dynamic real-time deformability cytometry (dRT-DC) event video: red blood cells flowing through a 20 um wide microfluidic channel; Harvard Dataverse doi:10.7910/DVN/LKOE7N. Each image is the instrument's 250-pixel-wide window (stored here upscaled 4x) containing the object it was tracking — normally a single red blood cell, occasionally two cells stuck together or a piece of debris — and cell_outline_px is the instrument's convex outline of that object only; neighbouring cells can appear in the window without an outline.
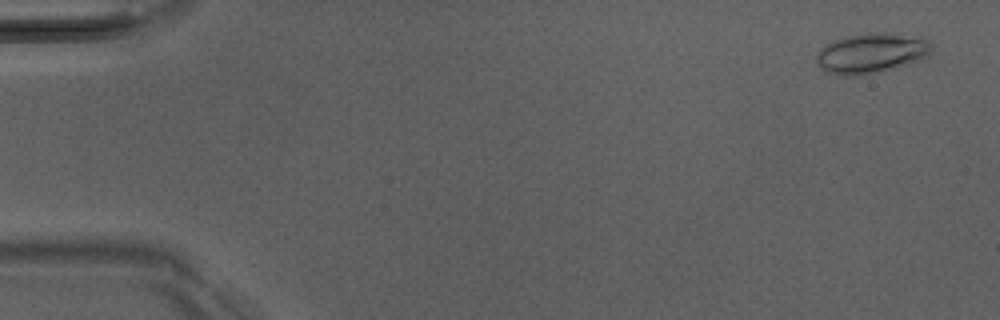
{"species": "Egyptian fruit bat (a non-hibernating species)", "species_latin": "Rousettus aegyptiacus", "temperature_condition": "room temperature", "stored_images_in_passage": 52, "camera_frame_rate_fps": 3000, "um_per_image_px": 0.085, "animal": {"sex": "male"}, "frame": {"image": 1, "passage_image": 3, "time_ms": 0.667, "image_size_px": [1000, 320], "cell_outline_px": [[932, 48], [928, 56], [892, 68], [872, 72], [848, 76], [844, 76], [824, 72], [816, 64], [816, 52], [820, 48], [832, 40], [844, 36], [864, 32], [880, 32], [928, 40], [932, 44]], "centroid_in_image_um": [73.94, 4.5], "position_along_channel_um": 11.1, "area_um2": 26.53}}
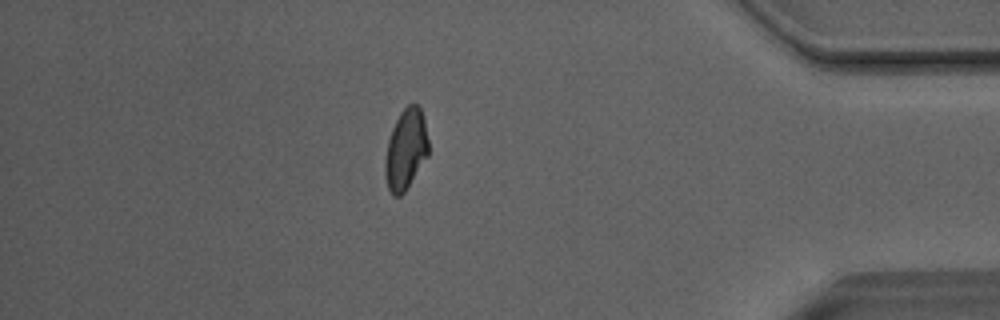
{"frame": {"image": 2, "passage_image": 45, "time_ms": 14.667, "image_size_px": [1000, 320], "cell_outline_px": [[428, 156], [404, 192], [400, 196], [392, 196], [388, 188], [384, 168], [384, 160], [388, 140], [392, 128], [400, 112], [408, 104], [416, 104], [420, 108], [424, 120], [428, 140]], "centroid_in_image_um": [34.48, 12.71], "position_along_channel_um": 400.7, "area_um2": 20.29}}
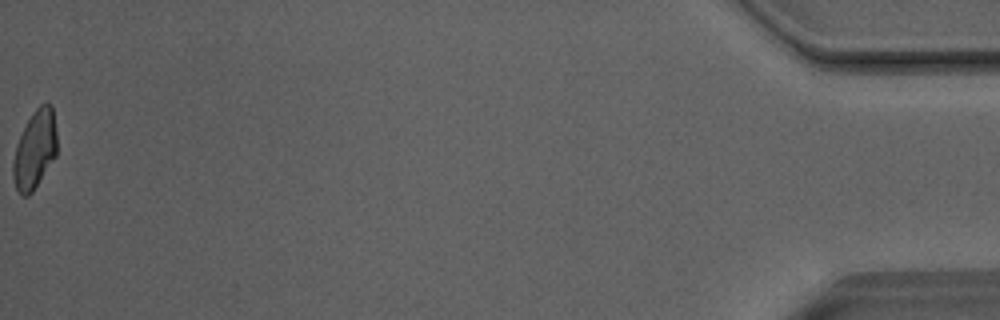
{"frame": {"image": 3, "passage_image": 52, "time_ms": 17.0, "image_size_px": [1000, 320], "cell_outline_px": [[56, 156], [32, 192], [28, 196], [20, 196], [16, 188], [12, 176], [12, 164], [16, 144], [32, 112], [40, 104], [52, 104], [56, 132]], "centroid_in_image_um": [2.95, 12.74], "position_along_channel_um": 432.3, "area_um2": 20.0}, "authors_computed_cell_mechanics": {"area_um2": 20.8947, "velocity_mm_per_s": 4.0572, "shape_relaxation_time_tau1_ms": 10.2139, "shape_relaxation_time_tau2_ms": 3.2346, "deformation_change_tau1": 0.2251, "deformation_change_tau2": 0.0883}}